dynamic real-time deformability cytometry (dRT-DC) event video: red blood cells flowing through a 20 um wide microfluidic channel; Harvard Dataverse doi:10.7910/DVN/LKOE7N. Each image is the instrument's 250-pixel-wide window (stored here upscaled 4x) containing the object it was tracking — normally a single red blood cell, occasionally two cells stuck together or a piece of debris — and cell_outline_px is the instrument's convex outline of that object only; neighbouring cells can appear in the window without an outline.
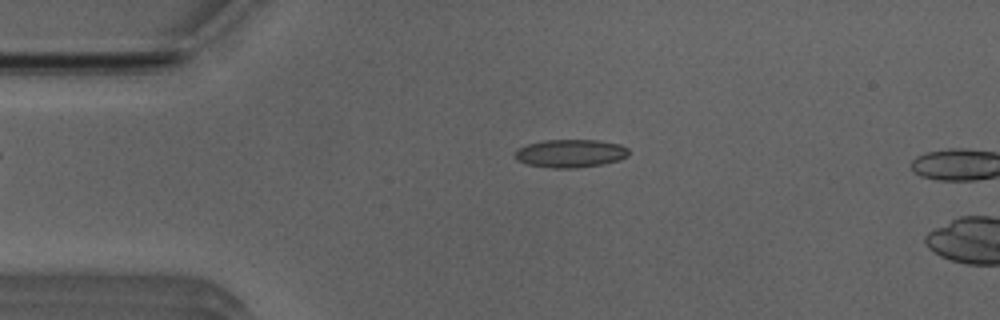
{"species": "Egyptian fruit bat (a non-hibernating species)", "species_latin": "Rousettus aegyptiacus", "temperature_condition": "room temperature", "stored_images_in_passage": 12, "camera_frame_rate_fps": 3000, "um_per_image_px": 0.085, "animal": {"sex": "male"}, "frame": {"image": 1, "passage_image": 10, "time_ms": 3.0, "image_size_px": [1000, 320], "cell_outline_px": [[628, 156], [620, 160], [604, 164], [576, 168], [552, 168], [528, 164], [516, 160], [516, 152], [520, 148], [528, 144], [544, 140], [596, 140], [620, 144], [628, 148]], "centroid_in_image_um": [48.53, 13.04], "position_along_channel_um": 36.5, "area_um2": 18.55}}